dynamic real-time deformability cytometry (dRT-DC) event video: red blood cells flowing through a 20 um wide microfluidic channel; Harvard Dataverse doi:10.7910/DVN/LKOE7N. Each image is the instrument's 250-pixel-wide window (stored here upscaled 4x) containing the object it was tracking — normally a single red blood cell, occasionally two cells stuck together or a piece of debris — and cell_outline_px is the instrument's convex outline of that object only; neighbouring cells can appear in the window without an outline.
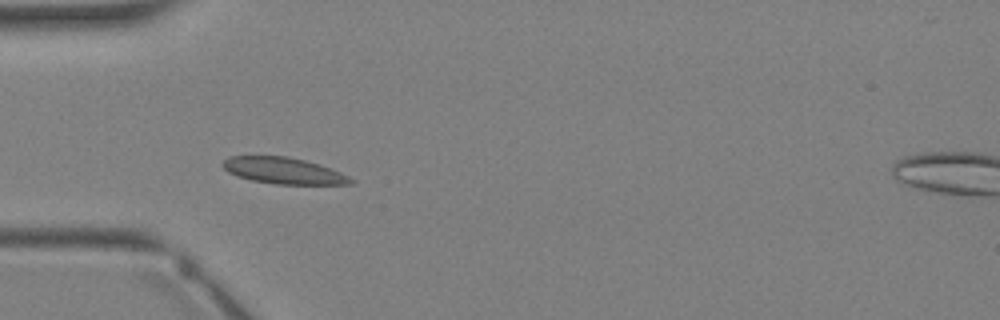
{"species": "Egyptian fruit bat (a non-hibernating species)", "species_latin": "Rousettus aegyptiacus", "temperature_condition": "warm", "stored_images_in_passage": 2, "camera_frame_rate_fps": 3000, "um_per_image_px": 0.085, "animal": {"sex": "female"}, "frame": {"image": 1, "passage_image": 1, "time_ms": 0.0, "image_size_px": [1000, 320], "cell_outline_px": [[356, 184], [276, 184], [252, 180], [236, 176], [228, 172], [220, 164], [228, 156], [288, 156], [320, 164], [340, 172], [356, 180]], "centroid_in_image_um": [24.11, 14.51], "position_along_channel_um": 60.9, "area_um2": 19.77}}
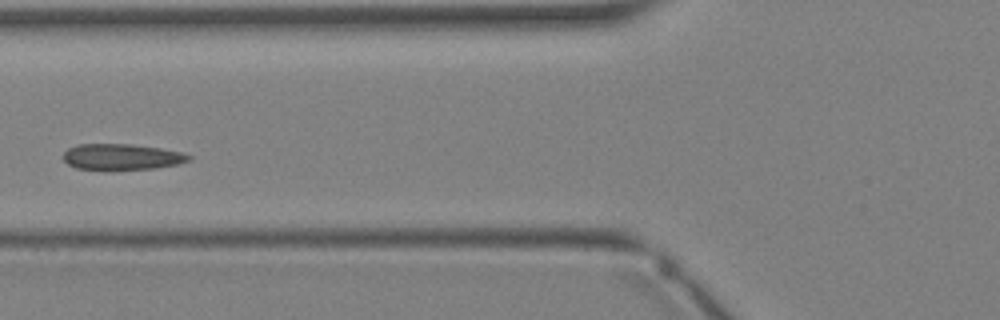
{"frame": {"image": 2, "passage_image": 2, "time_ms": 1.0, "image_size_px": [1000, 320], "cell_outline_px": [[192, 160], [176, 164], [156, 168], [76, 168], [68, 164], [64, 160], [64, 152], [68, 148], [76, 144], [132, 144], [160, 148], [184, 152], [192, 156]], "centroid_in_image_um": [10.39, 13.3], "position_along_channel_um": 115.4, "area_um2": 18.61}}